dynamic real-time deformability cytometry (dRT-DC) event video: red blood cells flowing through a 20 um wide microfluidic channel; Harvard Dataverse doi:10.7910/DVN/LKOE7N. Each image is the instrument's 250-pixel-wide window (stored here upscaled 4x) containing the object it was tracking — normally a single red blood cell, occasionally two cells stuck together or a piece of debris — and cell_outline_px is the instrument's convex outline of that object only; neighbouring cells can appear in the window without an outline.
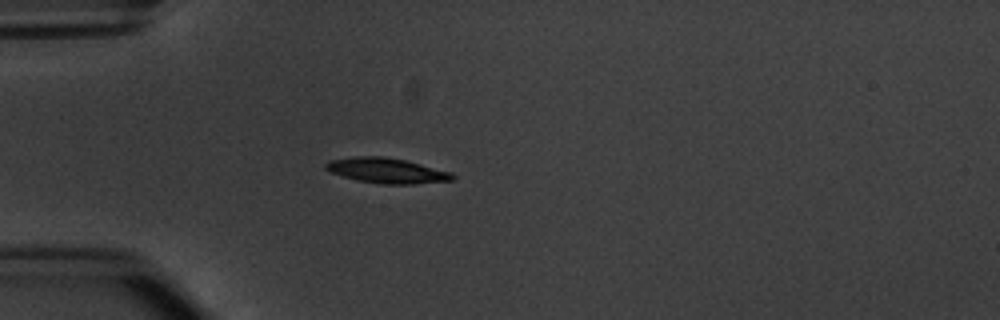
{"species": "common noctule bat (a hibernating species)", "species_latin": "Nyctalus noctula", "temperature_condition": "warm", "stored_images_in_passage": 2, "camera_frame_rate_fps": 3000, "um_per_image_px": 0.085, "animal": {"sex": "male", "body_mass_g": 20.1, "forearm_length_mm": 53.5}, "frame": {"image": 1, "passage_image": 2, "time_ms": 1.0, "image_size_px": [1000, 320], "cell_outline_px": [[456, 176], [452, 180], [412, 184], [380, 184], [356, 180], [332, 172], [324, 168], [324, 164], [328, 160], [352, 156], [384, 156], [404, 160], [452, 172]], "centroid_in_image_um": [32.84, 14.49], "position_along_channel_um": 52.2, "area_um2": 18.61}}